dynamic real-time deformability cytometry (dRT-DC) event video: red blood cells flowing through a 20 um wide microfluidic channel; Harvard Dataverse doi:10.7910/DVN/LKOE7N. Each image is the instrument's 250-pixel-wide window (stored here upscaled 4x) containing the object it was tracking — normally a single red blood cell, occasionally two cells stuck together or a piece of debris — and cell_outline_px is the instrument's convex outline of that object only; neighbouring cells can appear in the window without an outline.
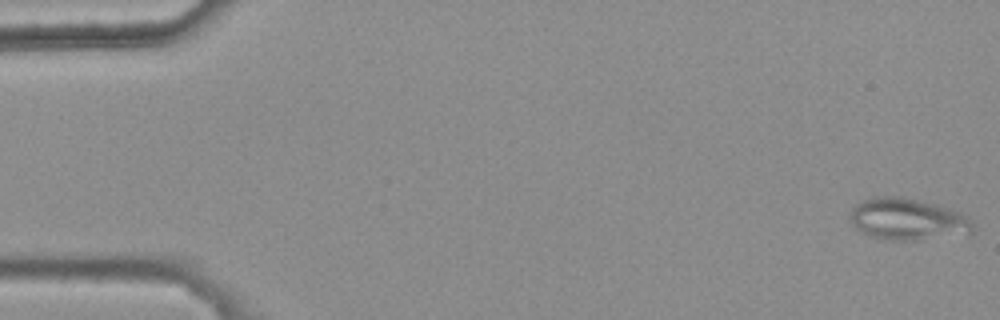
{"species": "common noctule bat (a hibernating species)", "species_latin": "Nyctalus noctula", "temperature_condition": "warm", "stored_images_in_passage": 4, "camera_frame_rate_fps": 3000, "um_per_image_px": 0.085, "animal": {"sex": "female", "body_mass_g": 25.1}, "frame": {"image": 1, "passage_image": 1, "time_ms": 0.0, "image_size_px": [1000, 320], "cell_outline_px": [[972, 232], [968, 236], [916, 240], [888, 240], [872, 236], [860, 232], [852, 224], [848, 216], [852, 208], [856, 204], [872, 196], [900, 196], [920, 200], [936, 204], [960, 212], [968, 216], [972, 224]], "centroid_in_image_um": [77.17, 18.65], "position_along_channel_um": 7.8, "area_um2": 30.46}}